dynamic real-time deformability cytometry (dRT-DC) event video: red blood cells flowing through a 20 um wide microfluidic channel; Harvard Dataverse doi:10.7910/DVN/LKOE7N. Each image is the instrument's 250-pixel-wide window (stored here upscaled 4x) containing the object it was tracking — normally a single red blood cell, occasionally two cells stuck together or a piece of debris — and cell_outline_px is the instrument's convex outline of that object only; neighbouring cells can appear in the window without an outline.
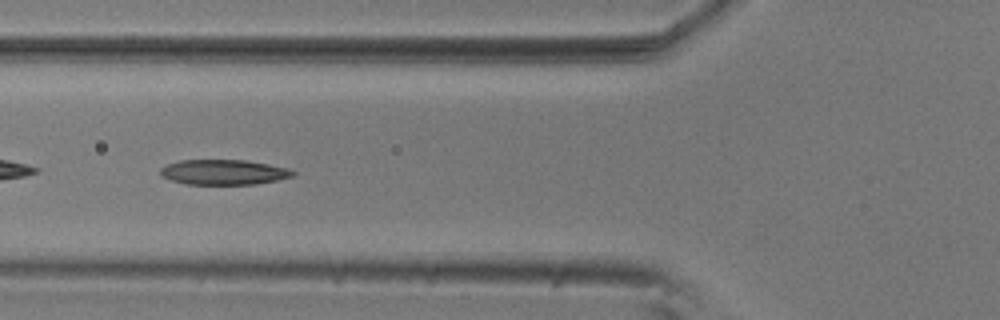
{"species": "common noctule bat (a hibernating species)", "species_latin": "Nyctalus noctula", "temperature_condition": "room temperature", "stored_images_in_passage": 48, "camera_frame_rate_fps": 3000, "um_per_image_px": 0.085, "animal": {"sex": "male", "body_mass_g": 20.5, "forearm_length_mm": 52.5}, "frame": {"image": 1, "passage_image": 20, "time_ms": 6.333, "image_size_px": [1000, 320], "cell_outline_px": [[296, 172], [292, 176], [276, 180], [256, 184], [184, 184], [160, 176], [160, 168], [168, 164], [180, 160], [248, 160], [288, 168]], "centroid_in_image_um": [18.99, 14.63], "position_along_channel_um": 106.8, "area_um2": 19.36}}
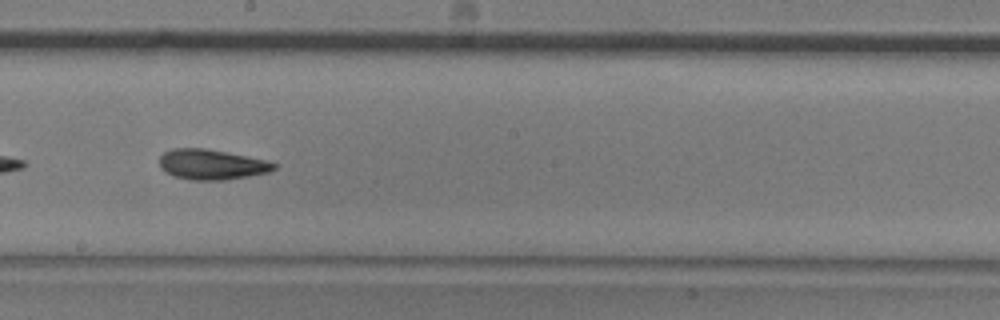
{"frame": {"image": 2, "passage_image": 30, "time_ms": 9.667, "image_size_px": [1000, 320], "cell_outline_px": [[276, 168], [268, 172], [248, 176], [224, 180], [192, 180], [172, 176], [164, 172], [160, 168], [160, 156], [164, 152], [172, 148], [204, 148], [248, 156], [264, 160], [276, 164]], "centroid_in_image_um": [17.93, 13.98], "position_along_channel_um": 230.3, "area_um2": 20.17}}
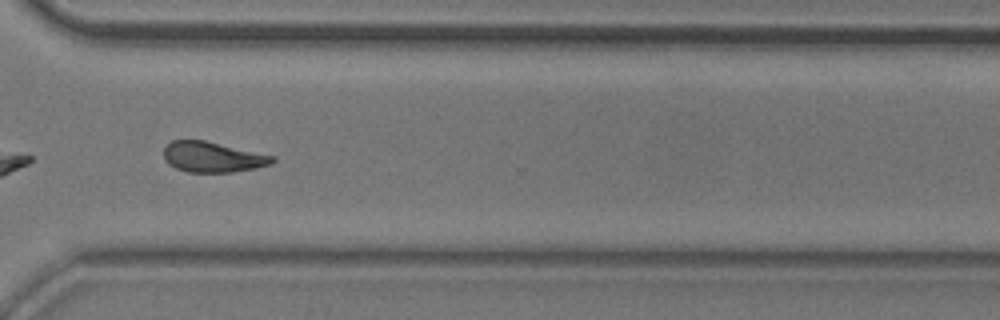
{"frame": {"image": 3, "passage_image": 40, "time_ms": 13.0, "image_size_px": [1000, 320], "cell_outline_px": [[276, 160], [272, 164], [256, 168], [232, 172], [188, 172], [176, 168], [168, 164], [164, 160], [164, 148], [172, 140], [204, 140], [276, 156]], "centroid_in_image_um": [18.09, 13.35], "position_along_channel_um": 352.5, "area_um2": 19.36}, "authors_computed_cell_mechanics": {"area_um2": 19.941, "velocity_mm_per_s": 3.684, "shape_relaxation_time_tau1_ms": 4.683, "shape_relaxation_time_tau2_ms": 3.7178, "deformation_change_tau1": 0.1409, "deformation_change_tau2": 0.1071}}